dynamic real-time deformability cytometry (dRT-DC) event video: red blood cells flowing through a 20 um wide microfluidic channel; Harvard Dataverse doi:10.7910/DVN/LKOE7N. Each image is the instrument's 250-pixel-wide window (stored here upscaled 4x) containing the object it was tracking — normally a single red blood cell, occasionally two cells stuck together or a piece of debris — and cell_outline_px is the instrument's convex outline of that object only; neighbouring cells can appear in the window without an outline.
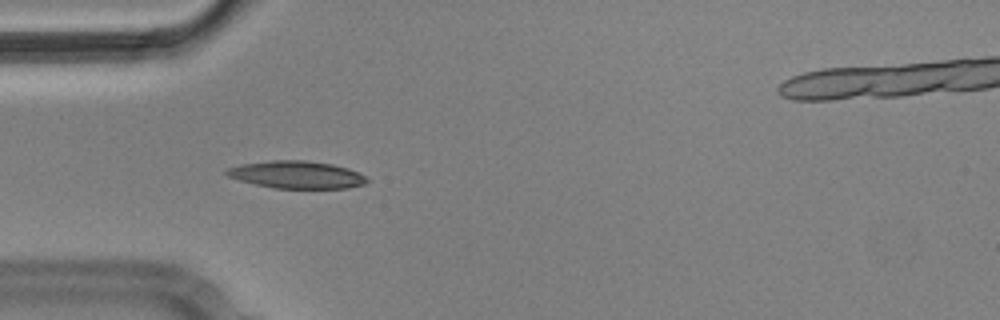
{"species": "Egyptian fruit bat (a non-hibernating species)", "species_latin": "Rousettus aegyptiacus", "temperature_condition": "cold", "stored_images_in_passage": 6, "camera_frame_rate_fps": 3000, "um_per_image_px": 0.085, "animal": {"sex": "male"}, "frame": {"image": 1, "passage_image": 4, "time_ms": 1.0, "image_size_px": [1000, 320], "cell_outline_px": [[368, 180], [364, 184], [348, 188], [272, 188], [240, 180], [228, 176], [224, 172], [228, 168], [240, 164], [272, 160], [304, 160], [332, 164], [348, 168], [364, 176]], "centroid_in_image_um": [25.19, 14.84], "position_along_channel_um": 59.8, "area_um2": 22.25}}
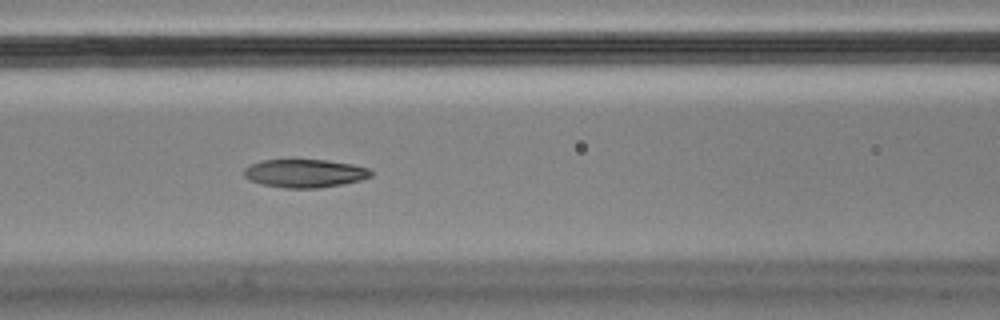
{"frame": {"image": 2, "passage_image": 6, "time_ms": 1.667, "image_size_px": [1000, 320], "cell_outline_px": [[372, 176], [360, 180], [340, 184], [316, 188], [284, 188], [264, 184], [252, 180], [244, 176], [244, 168], [252, 164], [264, 160], [324, 160], [352, 164], [368, 168], [372, 172]], "centroid_in_image_um": [25.92, 14.73], "position_along_channel_um": 140.7, "area_um2": 20.52}}